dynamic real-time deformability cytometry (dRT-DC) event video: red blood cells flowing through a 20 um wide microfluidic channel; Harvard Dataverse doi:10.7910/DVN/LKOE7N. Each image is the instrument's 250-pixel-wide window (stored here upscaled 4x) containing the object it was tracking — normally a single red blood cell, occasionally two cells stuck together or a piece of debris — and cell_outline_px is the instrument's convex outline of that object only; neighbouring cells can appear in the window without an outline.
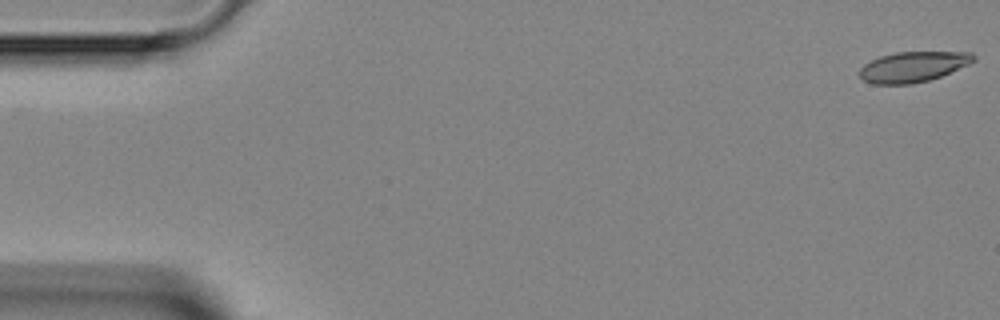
{"species": "Egyptian fruit bat (a non-hibernating species)", "species_latin": "Rousettus aegyptiacus", "temperature_condition": "room temperature", "stored_images_in_passage": 5, "camera_frame_rate_fps": 3000, "um_per_image_px": 0.085, "animal": {"sex": "female"}, "frame": {"image": 1, "passage_image": 1, "time_ms": 0.0, "image_size_px": [1000, 320], "cell_outline_px": [[976, 60], [968, 64], [940, 76], [928, 80], [912, 84], [872, 84], [864, 80], [860, 76], [860, 68], [864, 64], [880, 56], [896, 52], [972, 52], [976, 56]], "centroid_in_image_um": [77.61, 5.67], "position_along_channel_um": 7.4, "area_um2": 20.06}}
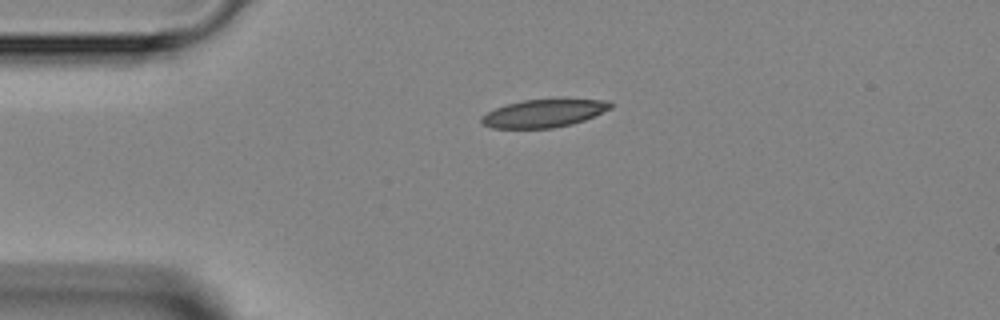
{"frame": {"image": 2, "passage_image": 4, "time_ms": 3.333, "image_size_px": [1000, 320], "cell_outline_px": [[612, 108], [584, 120], [572, 124], [552, 128], [492, 128], [484, 124], [480, 120], [480, 116], [496, 108], [508, 104], [524, 100], [608, 100], [612, 104]], "centroid_in_image_um": [46.21, 9.64], "position_along_channel_um": 38.8, "area_um2": 20.58}}